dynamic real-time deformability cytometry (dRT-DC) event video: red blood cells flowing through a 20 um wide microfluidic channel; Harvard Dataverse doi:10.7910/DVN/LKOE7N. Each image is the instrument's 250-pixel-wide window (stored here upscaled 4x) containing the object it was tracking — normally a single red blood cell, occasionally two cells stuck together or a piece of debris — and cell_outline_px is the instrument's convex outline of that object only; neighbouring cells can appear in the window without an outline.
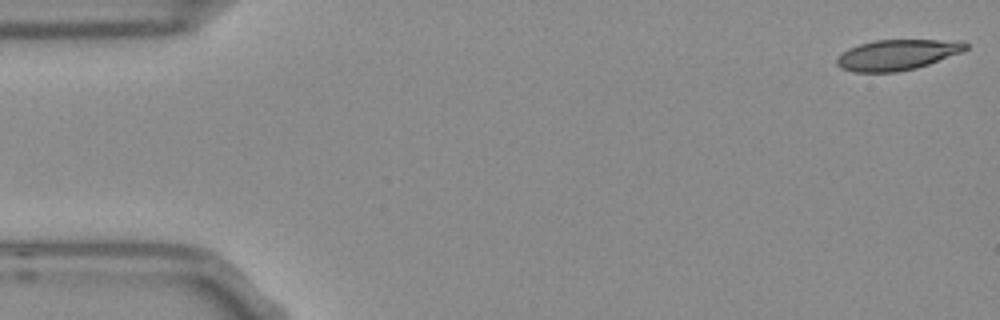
{"species": "Egyptian fruit bat (a non-hibernating species)", "species_latin": "Rousettus aegyptiacus", "temperature_condition": "room temperature", "stored_images_in_passage": 53, "camera_frame_rate_fps": 3000, "um_per_image_px": 0.085, "frame": {"image": 1, "passage_image": 1, "time_ms": 0.0, "image_size_px": [1000, 320], "cell_outline_px": [[968, 48], [960, 52], [928, 64], [916, 68], [896, 72], [852, 72], [840, 68], [836, 64], [836, 56], [848, 48], [860, 44], [876, 40], [964, 40], [968, 44]], "centroid_in_image_um": [76.22, 4.65], "position_along_channel_um": 8.8, "area_um2": 23.0}}
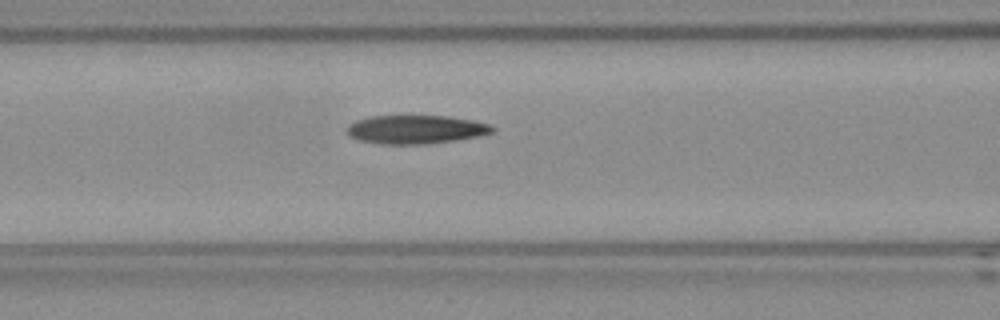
{"frame": {"image": 2, "passage_image": 21, "time_ms": 6.667, "image_size_px": [1000, 320], "cell_outline_px": [[496, 128], [492, 132], [476, 136], [452, 140], [424, 144], [384, 144], [360, 140], [348, 136], [348, 124], [356, 120], [368, 116], [448, 116], [472, 120], [488, 124]], "centroid_in_image_um": [35.3, 10.99], "position_along_channel_um": 131.3, "area_um2": 23.93}}
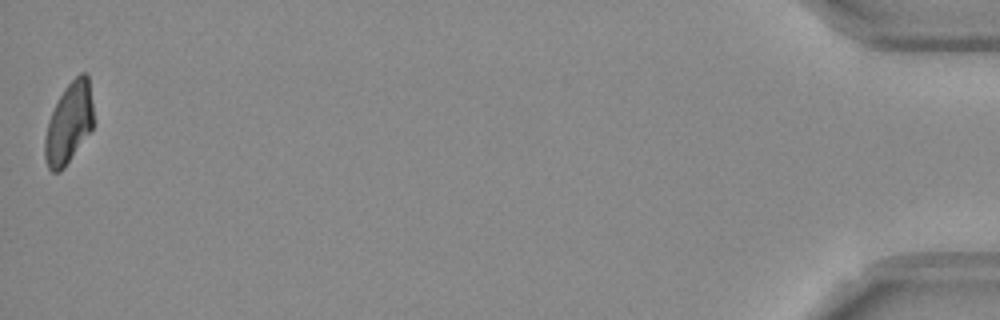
{"frame": {"image": 3, "passage_image": 53, "time_ms": 17.333, "image_size_px": [1000, 320], "cell_outline_px": [[92, 128], [64, 168], [60, 172], [52, 172], [48, 168], [44, 160], [44, 140], [48, 120], [64, 88], [80, 72], [88, 72], [92, 104]], "centroid_in_image_um": [5.83, 10.47], "position_along_channel_um": 429.4, "area_um2": 22.72}}